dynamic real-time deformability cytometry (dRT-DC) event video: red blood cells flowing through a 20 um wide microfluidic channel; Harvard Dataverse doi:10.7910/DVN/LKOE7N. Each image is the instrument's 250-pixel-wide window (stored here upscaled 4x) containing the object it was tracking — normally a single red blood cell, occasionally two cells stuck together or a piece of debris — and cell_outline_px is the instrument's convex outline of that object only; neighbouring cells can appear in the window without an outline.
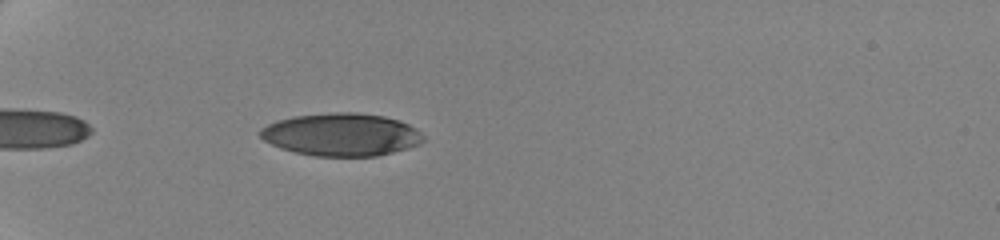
{"species": "human", "species_latin": "Homo sapiens", "temperature_condition": "cold", "stored_images_in_passage": 6, "camera_frame_rate_fps": 3000, "um_per_image_px": 0.085, "donor": {"sex": "female"}, "frame": {"image": 1, "passage_image": 3, "time_ms": 1.0, "image_size_px": [1000, 240], "cell_outline_px": [[424, 140], [420, 144], [408, 148], [376, 156], [316, 156], [296, 152], [280, 148], [264, 140], [260, 136], [260, 128], [276, 120], [292, 116], [336, 112], [356, 112], [384, 116], [400, 120], [416, 128], [424, 136]], "centroid_in_image_um": [29.03, 11.43], "position_along_channel_um": 56.0, "area_um2": 40.69}}
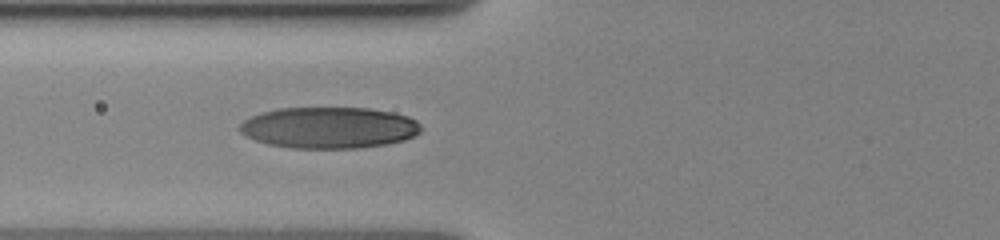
{"frame": {"image": 2, "passage_image": 6, "time_ms": 3.0, "image_size_px": [1000, 240], "cell_outline_px": [[420, 132], [404, 140], [384, 144], [356, 148], [292, 148], [268, 144], [256, 140], [240, 132], [240, 124], [244, 120], [260, 112], [280, 108], [368, 108], [392, 112], [408, 116], [416, 120], [420, 124]], "centroid_in_image_um": [27.96, 10.84], "position_along_channel_um": 97.8, "area_um2": 43.47}}